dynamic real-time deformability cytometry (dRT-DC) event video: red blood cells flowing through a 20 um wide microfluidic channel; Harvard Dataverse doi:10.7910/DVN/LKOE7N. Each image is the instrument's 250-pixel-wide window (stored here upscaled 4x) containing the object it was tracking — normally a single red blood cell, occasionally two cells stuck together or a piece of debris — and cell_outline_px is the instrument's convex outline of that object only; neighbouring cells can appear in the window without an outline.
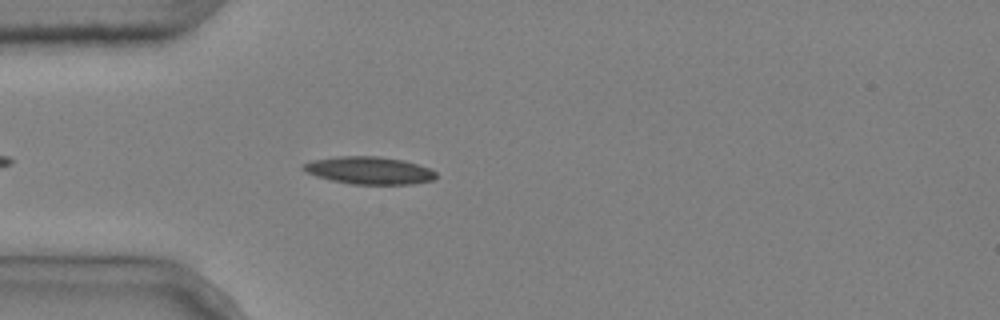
{"species": "common noctule bat (a hibernating species)", "species_latin": "Nyctalus noctula", "temperature_condition": "cold", "stored_images_in_passage": 4, "camera_frame_rate_fps": 3000, "um_per_image_px": 0.085, "animal": {"sex": "male", "body_mass_g": 20.4}, "frame": {"image": 1, "passage_image": 4, "time_ms": 1.0, "image_size_px": [1000, 320], "cell_outline_px": [[436, 176], [432, 180], [412, 184], [352, 184], [332, 180], [316, 176], [300, 168], [300, 164], [312, 160], [340, 156], [376, 156], [404, 160], [428, 168], [436, 172]], "centroid_in_image_um": [31.34, 14.48], "position_along_channel_um": 53.7, "area_um2": 21.15}}